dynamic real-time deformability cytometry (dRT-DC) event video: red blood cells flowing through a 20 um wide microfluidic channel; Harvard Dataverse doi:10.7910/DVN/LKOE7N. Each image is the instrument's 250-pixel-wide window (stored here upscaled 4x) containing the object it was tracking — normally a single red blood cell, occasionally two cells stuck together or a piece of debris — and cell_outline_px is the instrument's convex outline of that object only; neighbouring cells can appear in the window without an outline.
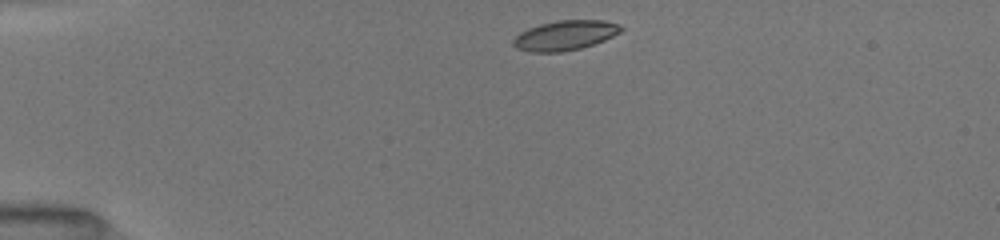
{"species": "common noctule bat (a hibernating species)", "species_latin": "Nyctalus noctula", "temperature_condition": "room temperature", "stored_images_in_passage": 40, "camera_frame_rate_fps": 3000, "um_per_image_px": 0.085, "animal": {"sex": "female", "body_mass_g": 19.5, "forearm_length_mm": 54.1}, "frame": {"image": 1, "passage_image": 1, "time_ms": 0.0, "image_size_px": [1000, 240], "cell_outline_px": [[624, 28], [620, 32], [604, 40], [580, 48], [564, 52], [532, 52], [516, 48], [512, 44], [512, 40], [520, 32], [528, 28], [540, 24], [556, 20], [604, 20], [616, 24]], "centroid_in_image_um": [47.99, 3.0], "position_along_channel_um": 37.0, "area_um2": 18.61}}
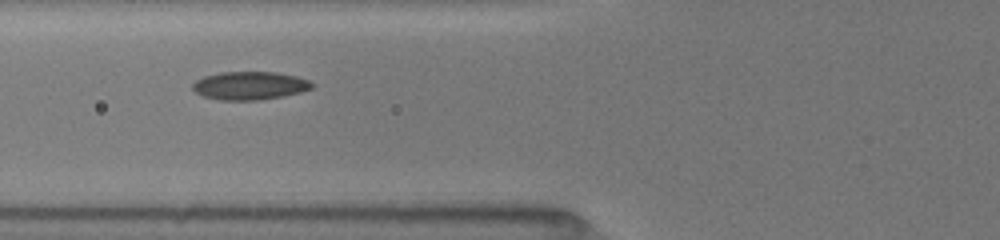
{"frame": {"image": 2, "passage_image": 19, "time_ms": 3.0, "image_size_px": [1000, 240], "cell_outline_px": [[312, 88], [300, 92], [284, 96], [260, 100], [220, 100], [200, 96], [192, 88], [192, 84], [196, 80], [204, 76], [220, 72], [276, 72], [296, 76], [308, 80], [312, 84]], "centroid_in_image_um": [21.19, 7.28], "position_along_channel_um": 104.6, "area_um2": 19.65}}
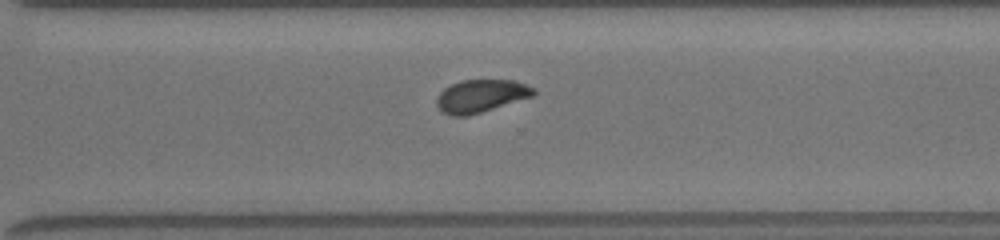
{"frame": {"image": 3, "passage_image": 40, "time_ms": 8.667, "image_size_px": [1000, 240], "cell_outline_px": [[536, 92], [532, 96], [468, 116], [452, 116], [444, 112], [436, 104], [436, 96], [444, 88], [460, 80], [516, 80], [536, 88]], "centroid_in_image_um": [40.87, 8.14], "position_along_channel_um": 329.7, "area_um2": 18.44}}